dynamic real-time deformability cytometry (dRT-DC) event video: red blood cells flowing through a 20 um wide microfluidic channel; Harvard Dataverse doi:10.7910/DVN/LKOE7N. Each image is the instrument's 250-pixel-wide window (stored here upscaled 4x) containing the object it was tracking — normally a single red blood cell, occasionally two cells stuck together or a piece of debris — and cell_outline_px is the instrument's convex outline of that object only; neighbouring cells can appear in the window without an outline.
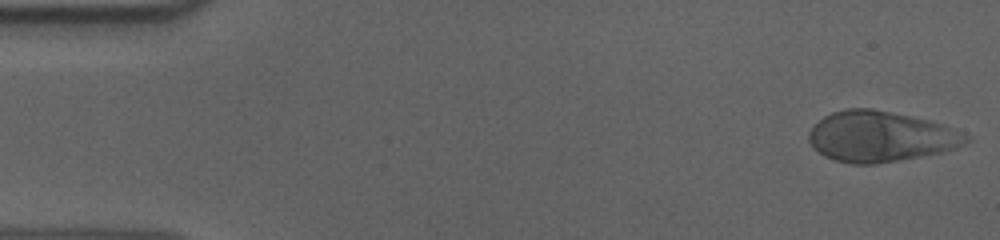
{"species": "human", "species_latin": "Homo sapiens", "temperature_condition": "cold", "stored_images_in_passage": 55, "camera_frame_rate_fps": 3000, "um_per_image_px": 0.085, "donor": {"sex": "male"}, "frame": {"image": 1, "passage_image": 1, "time_ms": 0.0, "image_size_px": [1000, 240], "cell_outline_px": [[972, 140], [956, 148], [940, 152], [900, 160], [876, 164], [852, 164], [836, 160], [824, 156], [808, 140], [808, 132], [824, 116], [832, 112], [848, 108], [872, 108], [928, 120], [964, 132], [972, 136]], "centroid_in_image_um": [74.87, 11.61], "position_along_channel_um": 10.1, "area_um2": 46.12}}
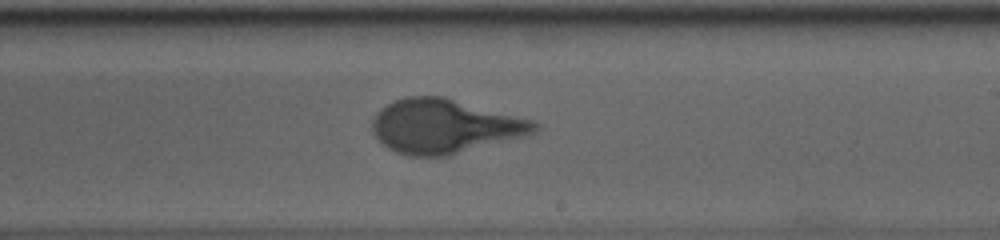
{"frame": {"image": 2, "passage_image": 32, "time_ms": 10.333, "image_size_px": [1000, 240], "cell_outline_px": [[540, 128], [536, 132], [448, 156], [408, 156], [396, 152], [388, 148], [372, 132], [372, 120], [376, 112], [380, 108], [396, 100], [408, 96], [440, 96], [532, 120], [540, 124]], "centroid_in_image_um": [37.75, 10.74], "position_along_channel_um": 251.3, "area_um2": 50.52}}
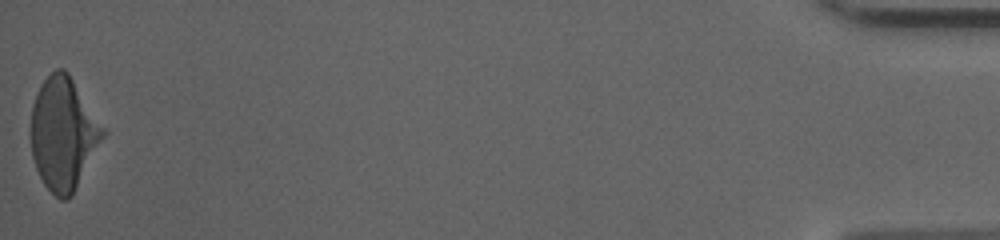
{"frame": {"image": 3, "passage_image": 55, "time_ms": 18.0, "image_size_px": [1000, 240], "cell_outline_px": [[108, 132], [72, 196], [68, 200], [60, 200], [44, 184], [36, 168], [32, 156], [28, 132], [32, 104], [40, 84], [56, 68], [64, 68], [68, 72]], "centroid_in_image_um": [5.37, 11.36], "position_along_channel_um": 429.8, "area_um2": 48.09}}